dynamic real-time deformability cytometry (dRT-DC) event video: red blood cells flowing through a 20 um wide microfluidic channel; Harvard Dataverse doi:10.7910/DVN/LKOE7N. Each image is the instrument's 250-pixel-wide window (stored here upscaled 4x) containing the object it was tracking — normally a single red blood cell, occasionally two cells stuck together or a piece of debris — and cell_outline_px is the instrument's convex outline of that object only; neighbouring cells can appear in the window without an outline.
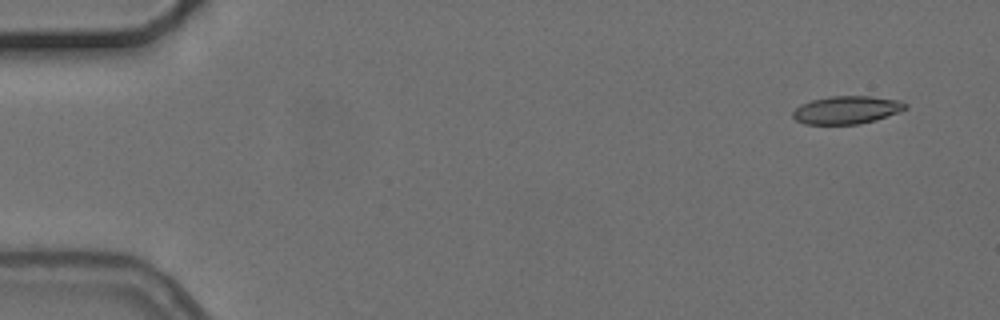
{"species": "common noctule bat (a hibernating species)", "species_latin": "Nyctalus noctula", "temperature_condition": "cold", "stored_images_in_passage": 5, "camera_frame_rate_fps": 3000, "um_per_image_px": 0.085, "animal": {"sex": "female", "body_mass_g": 24.6, "forearm_length_mm": 56.2}, "frame": {"image": 1, "passage_image": 1, "time_ms": 0.0, "image_size_px": [1000, 320], "cell_outline_px": [[908, 108], [876, 120], [860, 124], [804, 124], [796, 120], [792, 116], [792, 112], [800, 104], [812, 100], [832, 96], [872, 96], [900, 100], [908, 104]], "centroid_in_image_um": [71.98, 9.34], "position_along_channel_um": 13.0, "area_um2": 18.38}}